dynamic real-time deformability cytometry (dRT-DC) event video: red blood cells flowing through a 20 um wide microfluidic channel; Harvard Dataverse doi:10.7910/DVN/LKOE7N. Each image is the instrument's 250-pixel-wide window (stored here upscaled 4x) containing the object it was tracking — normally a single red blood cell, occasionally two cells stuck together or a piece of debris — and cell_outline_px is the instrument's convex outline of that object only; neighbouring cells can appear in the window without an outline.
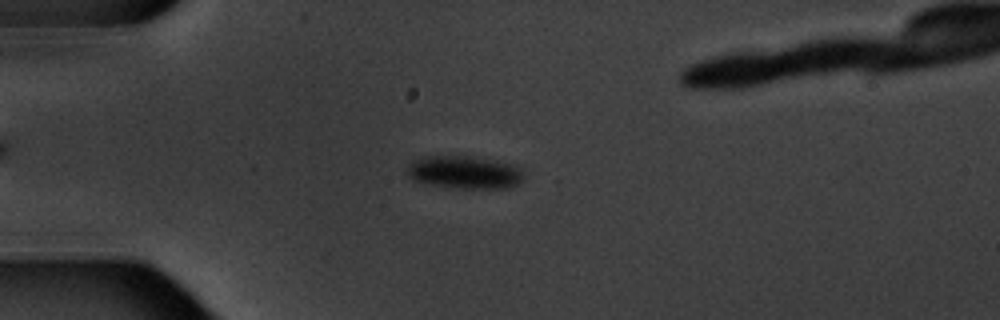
{"species": "common noctule bat (a hibernating species)", "species_latin": "Nyctalus noctula", "temperature_condition": "warm", "stored_images_in_passage": 6, "camera_frame_rate_fps": 3000, "um_per_image_px": 0.085, "animal": {"sex": "male", "body_mass_g": 20.1, "forearm_length_mm": 53.5}, "frame": {"image": 1, "passage_image": 4, "time_ms": 3.333, "image_size_px": [1000, 320], "cell_outline_px": [[524, 176], [520, 184], [508, 188], [464, 188], [424, 184], [412, 180], [408, 176], [408, 164], [412, 160], [424, 156], [472, 156], [496, 160], [516, 164], [524, 172]], "centroid_in_image_um": [39.51, 14.64], "position_along_channel_um": 45.5, "area_um2": 22.77}}